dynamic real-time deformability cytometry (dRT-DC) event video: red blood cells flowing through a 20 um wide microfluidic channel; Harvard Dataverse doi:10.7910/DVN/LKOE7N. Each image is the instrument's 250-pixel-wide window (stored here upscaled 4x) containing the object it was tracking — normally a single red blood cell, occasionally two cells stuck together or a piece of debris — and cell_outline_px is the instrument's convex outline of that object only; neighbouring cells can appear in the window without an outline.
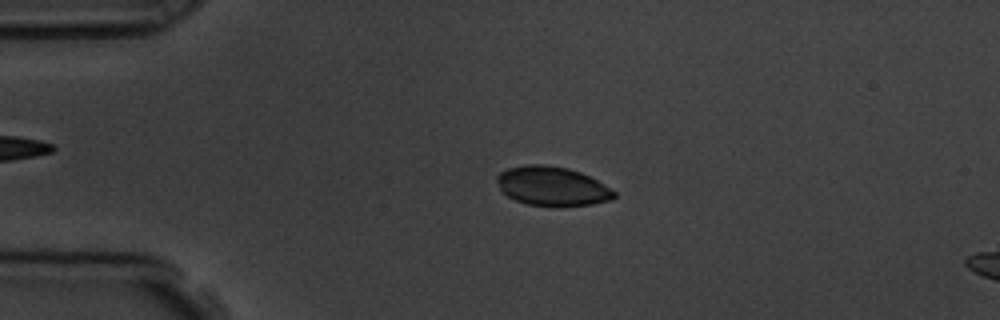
{"species": "common noctule bat (a hibernating species)", "species_latin": "Nyctalus noctula", "temperature_condition": "room temperature", "stored_images_in_passage": 53, "camera_frame_rate_fps": 3000, "um_per_image_px": 0.085, "animal": {"sex": "male", "body_mass_g": 19.5, "forearm_length_mm": 54.6}, "frame": {"image": 1, "passage_image": 12, "time_ms": 3.667, "image_size_px": [1000, 320], "cell_outline_px": [[616, 196], [612, 200], [592, 204], [560, 208], [552, 208], [528, 204], [516, 200], [508, 196], [500, 188], [496, 180], [496, 176], [500, 172], [508, 168], [524, 164], [544, 164], [568, 168], [580, 172], [596, 180], [616, 192]], "centroid_in_image_um": [46.94, 15.85], "position_along_channel_um": 38.1, "area_um2": 27.17}}
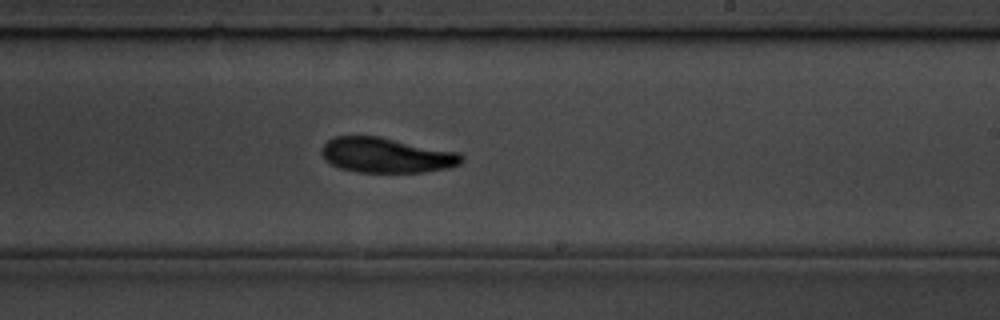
{"frame": {"image": 2, "passage_image": 32, "time_ms": 10.333, "image_size_px": [1000, 320], "cell_outline_px": [[464, 160], [460, 164], [448, 168], [424, 172], [360, 172], [340, 168], [324, 160], [320, 152], [320, 148], [328, 140], [336, 136], [380, 136], [460, 152], [464, 156]], "centroid_in_image_um": [32.86, 13.18], "position_along_channel_um": 256.1, "area_um2": 28.9}}
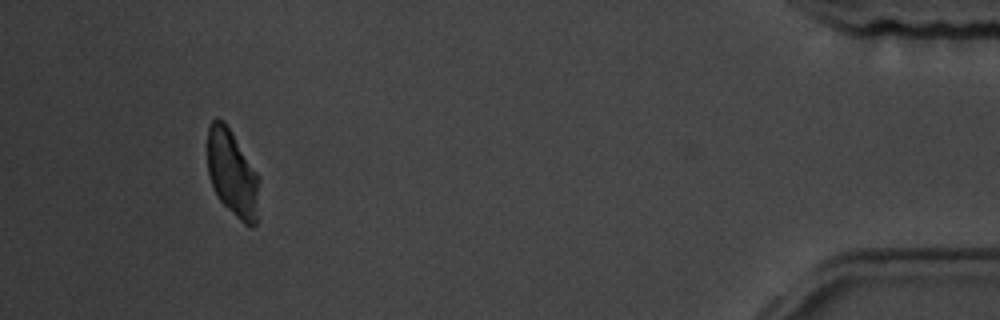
{"frame": {"image": 3, "passage_image": 50, "time_ms": 16.333, "image_size_px": [1000, 320], "cell_outline_px": [[260, 220], [252, 228], [244, 224], [216, 196], [208, 172], [208, 128], [212, 120], [216, 116], [224, 120], [232, 132], [256, 172], [260, 180]], "centroid_in_image_um": [19.8, 14.79], "position_along_channel_um": 415.4, "area_um2": 26.59}}